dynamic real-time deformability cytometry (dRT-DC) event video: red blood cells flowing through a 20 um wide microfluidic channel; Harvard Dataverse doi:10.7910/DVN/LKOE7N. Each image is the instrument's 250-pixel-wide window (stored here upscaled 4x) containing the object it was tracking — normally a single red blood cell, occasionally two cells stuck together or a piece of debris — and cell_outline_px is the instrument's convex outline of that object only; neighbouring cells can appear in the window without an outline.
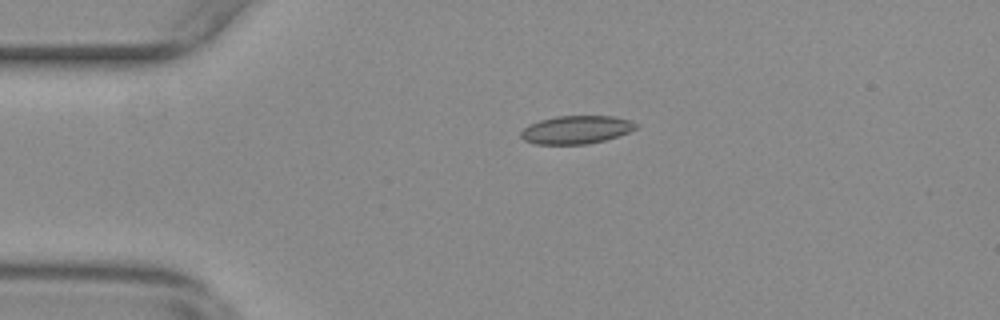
{"species": "common noctule bat (a hibernating species)", "species_latin": "Nyctalus noctula", "temperature_condition": "warm", "stored_images_in_passage": 57, "camera_frame_rate_fps": 3000, "um_per_image_px": 0.085, "animal": {"sex": "female", "body_mass_g": 29.2, "forearm_length_mm": 56.3}, "frame": {"image": 1, "passage_image": 13, "time_ms": 4.0, "image_size_px": [1000, 320], "cell_outline_px": [[640, 128], [604, 140], [588, 144], [536, 144], [524, 140], [520, 136], [520, 132], [528, 124], [540, 120], [556, 116], [616, 116], [632, 120], [640, 124]], "centroid_in_image_um": [49.02, 11.01], "position_along_channel_um": 36.0, "area_um2": 19.07}}
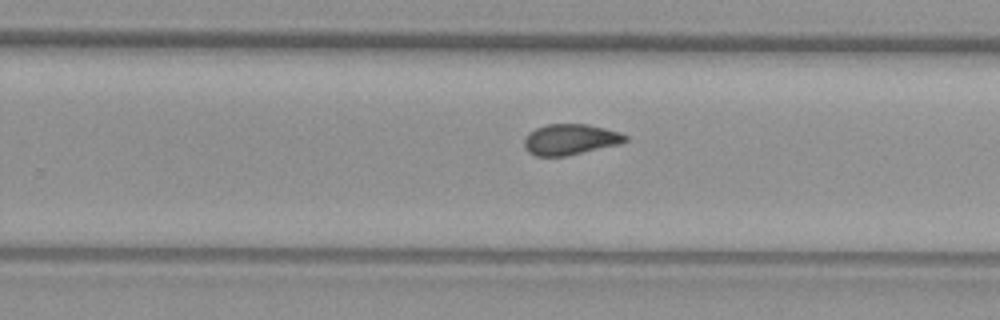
{"frame": {"image": 2, "passage_image": 36, "time_ms": 11.667, "image_size_px": [1000, 320], "cell_outline_px": [[628, 140], [620, 144], [564, 156], [536, 156], [528, 152], [524, 148], [524, 140], [528, 132], [536, 128], [548, 124], [588, 124], [620, 132], [628, 136]], "centroid_in_image_um": [48.46, 11.85], "position_along_channel_um": 281.3, "area_um2": 18.15}}
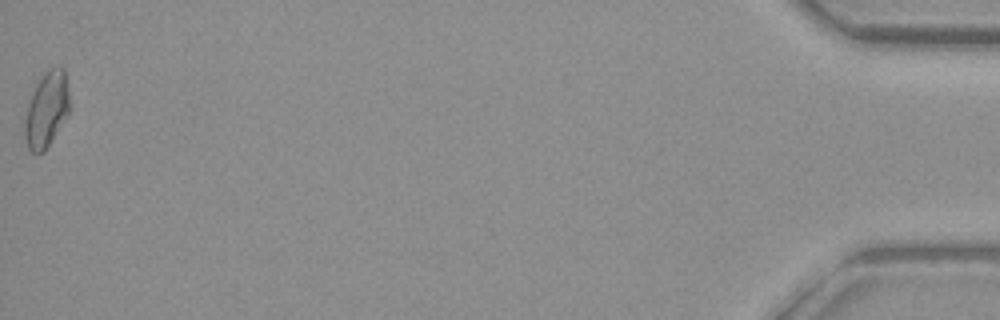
{"frame": {"image": 3, "passage_image": 57, "time_ms": 18.667, "image_size_px": [1000, 320], "cell_outline_px": [[68, 112], [52, 140], [44, 152], [32, 152], [28, 148], [24, 136], [24, 124], [28, 104], [36, 84], [40, 76], [48, 68], [60, 64], [64, 68], [68, 92]], "centroid_in_image_um": [3.94, 9.27], "position_along_channel_um": 431.3, "area_um2": 19.48}, "authors_computed_cell_mechanics": {"area_um2": 18.496, "velocity_mm_per_s": 3.6648, "shape_relaxation_time_tau1_ms": null, "shape_relaxation_time_tau2_ms": 1.3179, "deformation_change_tau1": null, "deformation_change_tau2": 0.0773}}